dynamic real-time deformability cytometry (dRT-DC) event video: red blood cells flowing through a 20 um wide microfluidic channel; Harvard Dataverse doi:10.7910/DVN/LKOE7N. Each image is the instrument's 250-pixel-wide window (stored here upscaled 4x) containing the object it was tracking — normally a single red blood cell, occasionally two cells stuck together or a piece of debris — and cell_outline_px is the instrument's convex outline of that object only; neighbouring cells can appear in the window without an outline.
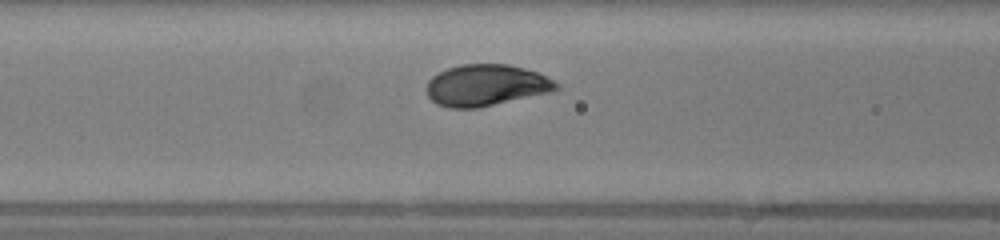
{"species": "human", "species_latin": "Homo sapiens", "temperature_condition": "warm", "stored_images_in_passage": 23, "camera_frame_rate_fps": 3000, "um_per_image_px": 0.085, "donor": {"sex": "female"}, "frame": {"image": 1, "passage_image": 11, "time_ms": 3.333, "image_size_px": [1000, 240], "cell_outline_px": [[560, 88], [552, 92], [476, 108], [448, 108], [436, 104], [428, 96], [428, 80], [432, 76], [448, 68], [460, 64], [508, 64], [524, 68], [536, 72], [560, 84]], "centroid_in_image_um": [41.32, 7.25], "position_along_channel_um": 125.3, "area_um2": 31.21}}
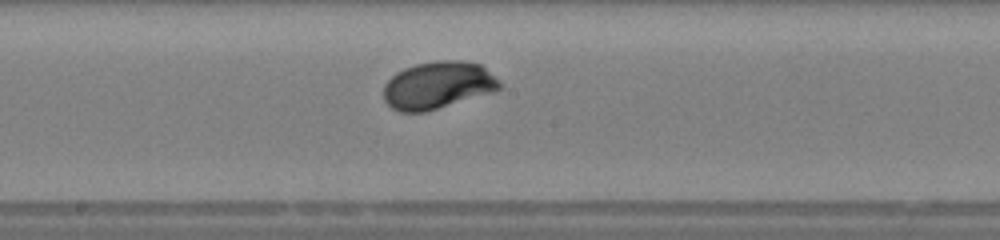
{"frame": {"image": 2, "passage_image": 17, "time_ms": 5.333, "image_size_px": [1000, 240], "cell_outline_px": [[500, 88], [492, 92], [424, 112], [400, 112], [392, 108], [384, 100], [384, 84], [396, 72], [404, 68], [416, 64], [436, 60], [460, 60], [480, 64], [500, 84]], "centroid_in_image_um": [37.15, 7.24], "position_along_channel_um": 211.0, "area_um2": 31.56}}
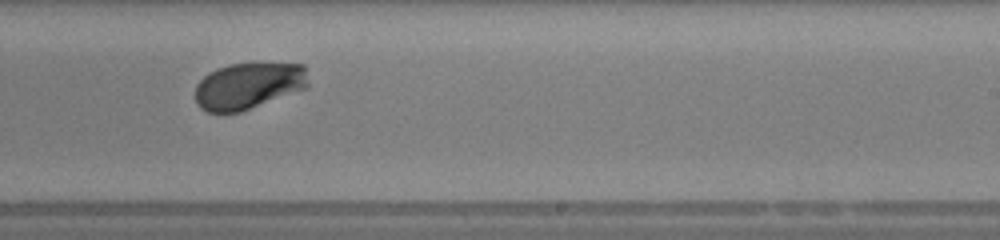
{"frame": {"image": 3, "passage_image": 21, "time_ms": 6.667, "image_size_px": [1000, 240], "cell_outline_px": [[308, 88], [240, 112], [208, 112], [200, 108], [196, 104], [196, 84], [208, 72], [216, 68], [232, 64], [304, 64], [308, 84]], "centroid_in_image_um": [21.1, 7.3], "position_along_channel_um": 267.9, "area_um2": 30.58}}